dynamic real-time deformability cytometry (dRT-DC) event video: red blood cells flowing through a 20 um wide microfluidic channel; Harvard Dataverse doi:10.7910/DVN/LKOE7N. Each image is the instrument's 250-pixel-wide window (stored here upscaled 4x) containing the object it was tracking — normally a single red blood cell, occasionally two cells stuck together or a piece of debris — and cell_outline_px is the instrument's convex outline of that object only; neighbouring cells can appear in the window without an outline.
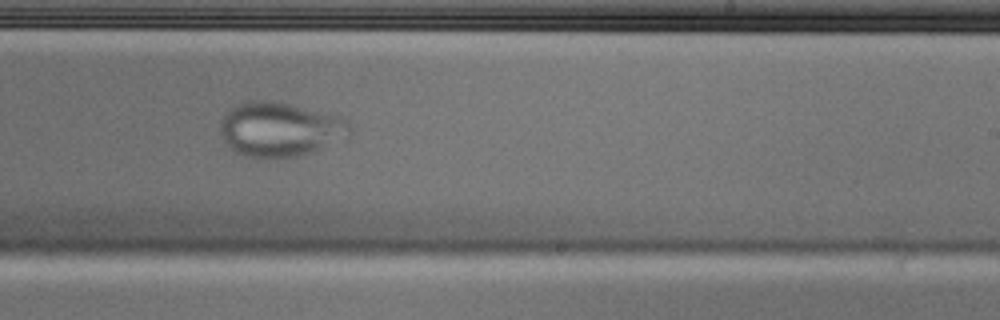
{"species": "Egyptian fruit bat (a non-hibernating species)", "species_latin": "Rousettus aegyptiacus", "temperature_condition": "cold", "stored_images_in_passage": 36, "camera_frame_rate_fps": 3000, "um_per_image_px": 0.085, "animal": {"sex": "male"}, "frame": {"image": 1, "passage_image": 26, "time_ms": 8.333, "image_size_px": [1000, 320], "cell_outline_px": [[316, 120], [312, 144], [308, 148], [296, 152], [276, 156], [272, 156], [248, 152], [236, 148], [228, 140], [224, 128], [224, 124], [228, 116], [236, 108], [248, 104], [280, 104], [292, 108], [312, 116]], "centroid_in_image_um": [22.93, 10.99], "position_along_channel_um": 266.1, "area_um2": 27.74}}